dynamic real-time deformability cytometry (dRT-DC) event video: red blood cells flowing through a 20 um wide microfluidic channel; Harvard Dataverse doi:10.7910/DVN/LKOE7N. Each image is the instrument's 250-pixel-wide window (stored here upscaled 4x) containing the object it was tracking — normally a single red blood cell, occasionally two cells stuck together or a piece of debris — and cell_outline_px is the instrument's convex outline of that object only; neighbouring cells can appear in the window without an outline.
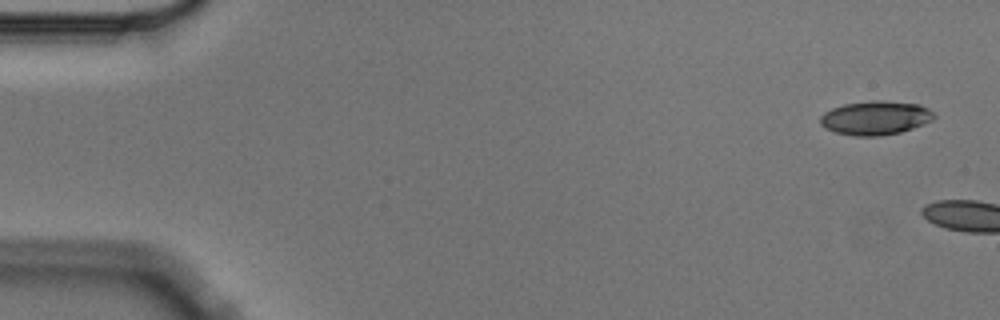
{"species": "Egyptian fruit bat (a non-hibernating species)", "species_latin": "Rousettus aegyptiacus", "temperature_condition": "cold", "stored_images_in_passage": 2, "camera_frame_rate_fps": 3000, "um_per_image_px": 0.085, "animal": {"sex": "male"}, "frame": {"image": 1, "passage_image": 1, "time_ms": 0.0, "image_size_px": [1000, 320], "cell_outline_px": [[936, 116], [932, 120], [912, 128], [900, 132], [880, 136], [856, 136], [836, 132], [820, 124], [820, 116], [824, 112], [832, 108], [844, 104], [872, 100], [884, 100], [920, 104], [928, 108]], "centroid_in_image_um": [74.42, 10.0], "position_along_channel_um": 10.6, "area_um2": 22.43}}